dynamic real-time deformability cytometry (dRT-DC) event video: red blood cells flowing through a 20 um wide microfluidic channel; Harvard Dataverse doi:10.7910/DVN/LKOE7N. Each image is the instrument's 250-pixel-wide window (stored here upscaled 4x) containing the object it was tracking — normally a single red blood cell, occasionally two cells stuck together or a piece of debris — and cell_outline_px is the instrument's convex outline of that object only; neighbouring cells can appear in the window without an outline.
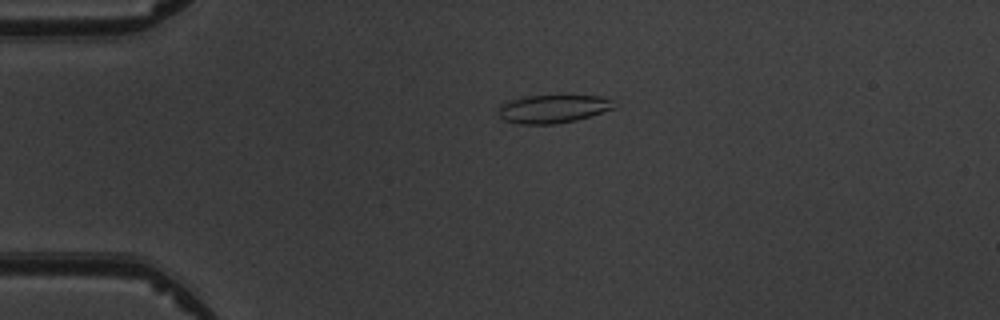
{"species": "common noctule bat (a hibernating species)", "species_latin": "Nyctalus noctula", "temperature_condition": "warm", "stored_images_in_passage": 5, "segment_of_instrument_passage": [1, 2], "camera_frame_rate_fps": 3000, "um_per_image_px": 0.085, "animal": {"sex": "male", "body_mass_g": 19.5, "forearm_length_mm": 54.6}, "frame": {"image": 1, "passage_image": 3, "time_ms": 3.333, "image_size_px": [1000, 320], "cell_outline_px": [[616, 108], [576, 120], [556, 124], [520, 124], [504, 120], [500, 116], [500, 104], [508, 100], [524, 96], [564, 92], [600, 96], [612, 100]], "centroid_in_image_um": [47.04, 9.19], "position_along_channel_um": 38.0, "area_um2": 20.0}}